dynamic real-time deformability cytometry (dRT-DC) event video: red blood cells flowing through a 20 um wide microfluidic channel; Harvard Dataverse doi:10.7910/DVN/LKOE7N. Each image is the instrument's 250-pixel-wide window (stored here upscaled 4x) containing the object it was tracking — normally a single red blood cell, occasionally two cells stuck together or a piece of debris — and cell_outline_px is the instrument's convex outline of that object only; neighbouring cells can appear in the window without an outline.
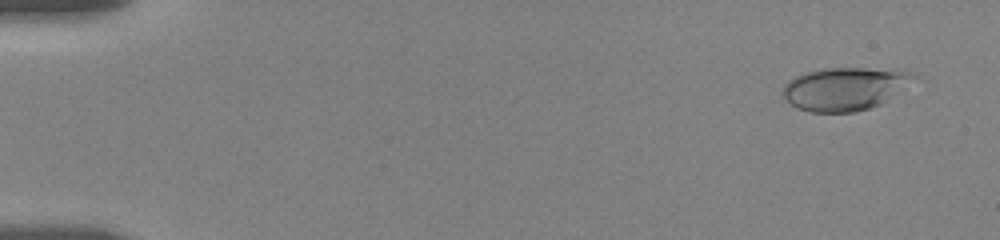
{"species": "human", "species_latin": "Homo sapiens", "temperature_condition": "room temperature", "stored_images_in_passage": 36, "camera_frame_rate_fps": 3000, "um_per_image_px": 0.085, "donor": {"sex": "female"}, "frame": {"image": 1, "passage_image": 5, "time_ms": 1.0, "image_size_px": [1000, 240], "cell_outline_px": [[916, 76], [880, 104], [868, 108], [852, 112], [808, 112], [796, 108], [784, 100], [780, 92], [784, 84], [788, 80], [804, 72], [824, 68], [892, 68], [908, 72]], "centroid_in_image_um": [71.67, 7.53], "position_along_channel_um": 13.3, "area_um2": 32.66}}
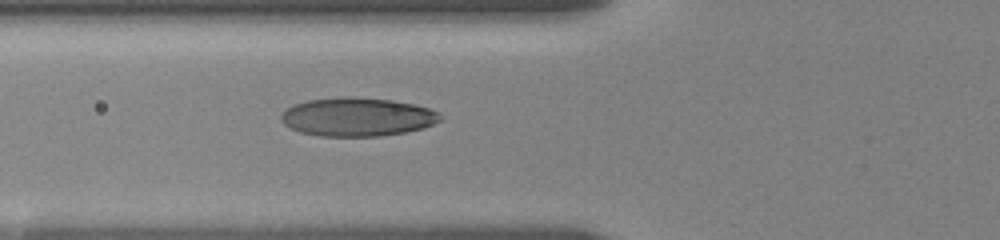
{"frame": {"image": 2, "passage_image": 25, "time_ms": 7.0, "image_size_px": [1000, 240], "cell_outline_px": [[440, 120], [424, 128], [404, 132], [380, 136], [320, 136], [300, 132], [284, 124], [280, 120], [280, 116], [288, 108], [296, 104], [308, 100], [340, 96], [352, 96], [392, 100], [412, 104], [428, 108], [436, 112], [440, 116]], "centroid_in_image_um": [30.34, 9.93], "position_along_channel_um": 95.5, "area_um2": 35.6}}
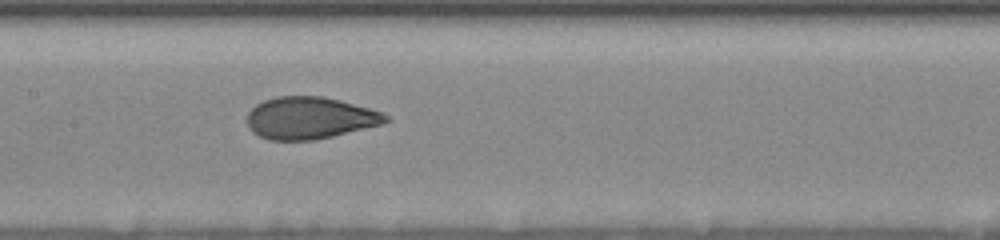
{"frame": {"image": 3, "passage_image": 35, "time_ms": 9.333, "image_size_px": [1000, 240], "cell_outline_px": [[392, 120], [380, 124], [316, 140], [268, 140], [252, 132], [248, 128], [248, 112], [256, 104], [264, 100], [276, 96], [320, 96], [340, 100], [368, 108], [380, 112], [388, 116]], "centroid_in_image_um": [26.29, 10.03], "position_along_channel_um": 181.1, "area_um2": 33.76}}